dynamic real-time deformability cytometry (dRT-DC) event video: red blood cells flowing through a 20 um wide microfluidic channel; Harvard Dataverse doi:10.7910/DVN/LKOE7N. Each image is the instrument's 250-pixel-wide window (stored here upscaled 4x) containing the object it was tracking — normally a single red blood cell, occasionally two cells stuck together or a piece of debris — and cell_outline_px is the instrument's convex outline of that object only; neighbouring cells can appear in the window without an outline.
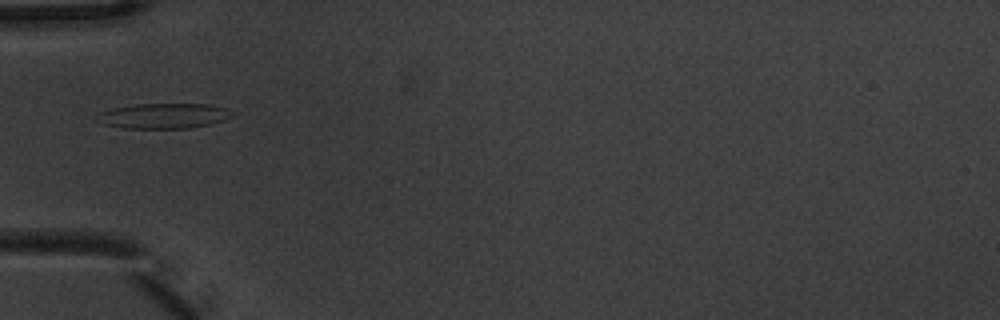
{"species": "common noctule bat (a hibernating species)", "species_latin": "Nyctalus noctula", "temperature_condition": "warm", "stored_images_in_passage": 6, "camera_frame_rate_fps": 3000, "um_per_image_px": 0.085, "animal": {"sex": "male", "body_mass_g": 20.1, "forearm_length_mm": 53.5}, "frame": {"image": 1, "passage_image": 6, "time_ms": 1.667, "image_size_px": [1000, 320], "cell_outline_px": [[236, 116], [224, 120], [208, 124], [188, 128], [120, 128], [104, 124], [96, 116], [100, 112], [112, 108], [136, 104], [208, 104], [224, 108], [236, 112]], "centroid_in_image_um": [13.96, 9.84], "position_along_channel_um": 71.0, "area_um2": 19.83}}